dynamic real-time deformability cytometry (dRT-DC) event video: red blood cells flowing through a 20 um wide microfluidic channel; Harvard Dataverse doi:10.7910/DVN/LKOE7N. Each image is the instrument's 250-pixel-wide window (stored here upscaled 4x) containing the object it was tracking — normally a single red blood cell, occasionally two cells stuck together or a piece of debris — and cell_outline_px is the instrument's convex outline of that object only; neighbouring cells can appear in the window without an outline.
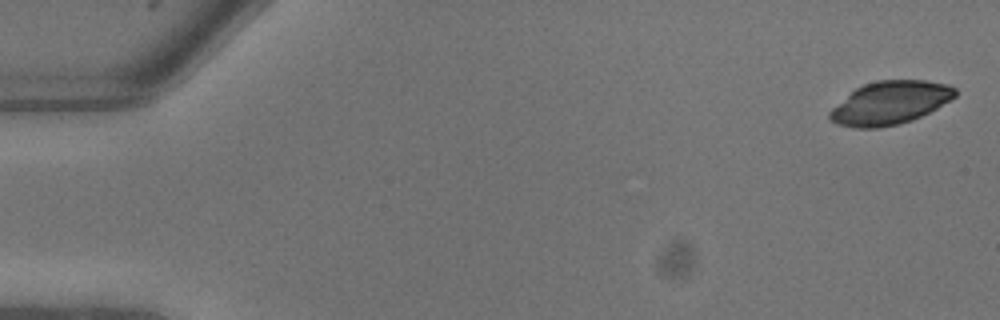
{"species": "common noctule bat (a hibernating species)", "species_latin": "Nyctalus noctula", "temperature_condition": "warm", "stored_images_in_passage": 9, "camera_frame_rate_fps": 3000, "um_per_image_px": 0.085, "animal": {"sex": "male", "body_mass_g": 13.3}, "frame": {"image": 1, "passage_image": 1, "time_ms": 0.0, "image_size_px": [1000, 320], "cell_outline_px": [[956, 96], [936, 108], [912, 120], [900, 124], [880, 128], [852, 128], [836, 124], [828, 120], [828, 112], [832, 108], [856, 88], [864, 84], [876, 80], [924, 80], [948, 84], [956, 88]], "centroid_in_image_um": [75.62, 8.75], "position_along_channel_um": 9.4, "area_um2": 31.62}}
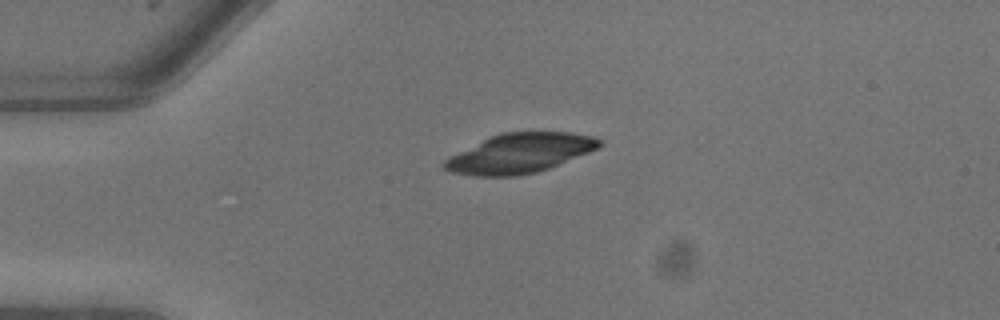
{"frame": {"image": 2, "passage_image": 6, "time_ms": 1.667, "image_size_px": [1000, 320], "cell_outline_px": [[604, 144], [600, 148], [548, 168], [536, 172], [516, 176], [476, 176], [452, 172], [444, 168], [440, 164], [448, 156], [488, 136], [500, 132], [572, 132], [592, 136], [600, 140]], "centroid_in_image_um": [44.15, 13.01], "position_along_channel_um": 40.9, "area_um2": 35.95}}